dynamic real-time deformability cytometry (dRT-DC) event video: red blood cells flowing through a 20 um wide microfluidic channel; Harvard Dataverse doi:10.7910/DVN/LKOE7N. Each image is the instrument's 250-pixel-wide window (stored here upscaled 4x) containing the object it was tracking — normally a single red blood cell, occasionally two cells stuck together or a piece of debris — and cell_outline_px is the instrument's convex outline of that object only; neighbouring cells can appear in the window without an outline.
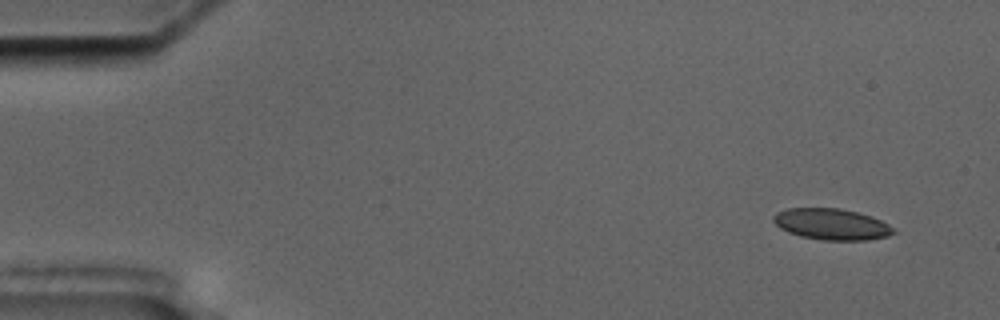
{"species": "common noctule bat (a hibernating species)", "species_latin": "Nyctalus noctula", "temperature_condition": "cold", "stored_images_in_passage": 5, "camera_frame_rate_fps": 3000, "um_per_image_px": 0.085, "animal": {"sex": "male", "body_mass_g": 17.5, "forearm_length_mm": 52.3}, "frame": {"image": 1, "passage_image": 1, "time_ms": 0.0, "image_size_px": [1000, 320], "cell_outline_px": [[896, 232], [888, 236], [868, 240], [820, 240], [800, 236], [788, 232], [780, 228], [772, 220], [772, 216], [776, 212], [788, 208], [840, 208], [872, 216], [888, 224]], "centroid_in_image_um": [70.66, 19.06], "position_along_channel_um": 14.3, "area_um2": 21.91}}
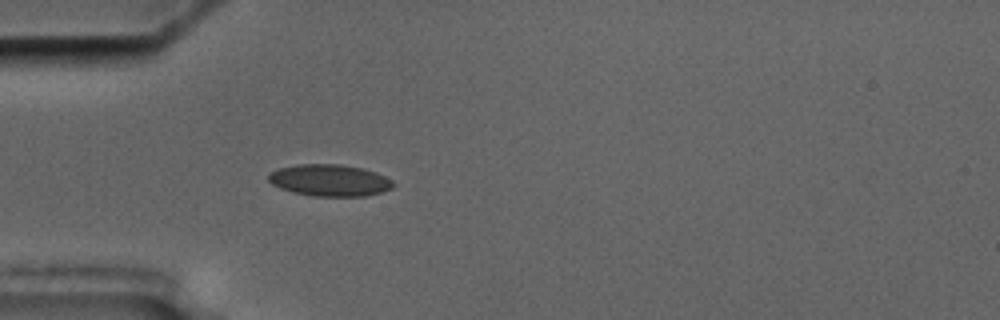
{"frame": {"image": 2, "passage_image": 5, "time_ms": 4.333, "image_size_px": [1000, 320], "cell_outline_px": [[396, 184], [392, 188], [380, 192], [364, 196], [312, 196], [292, 192], [280, 188], [272, 184], [268, 180], [268, 176], [272, 172], [280, 168], [296, 164], [340, 164], [364, 168], [376, 172], [392, 180]], "centroid_in_image_um": [28.03, 15.32], "position_along_channel_um": 57.0, "area_um2": 23.12}}